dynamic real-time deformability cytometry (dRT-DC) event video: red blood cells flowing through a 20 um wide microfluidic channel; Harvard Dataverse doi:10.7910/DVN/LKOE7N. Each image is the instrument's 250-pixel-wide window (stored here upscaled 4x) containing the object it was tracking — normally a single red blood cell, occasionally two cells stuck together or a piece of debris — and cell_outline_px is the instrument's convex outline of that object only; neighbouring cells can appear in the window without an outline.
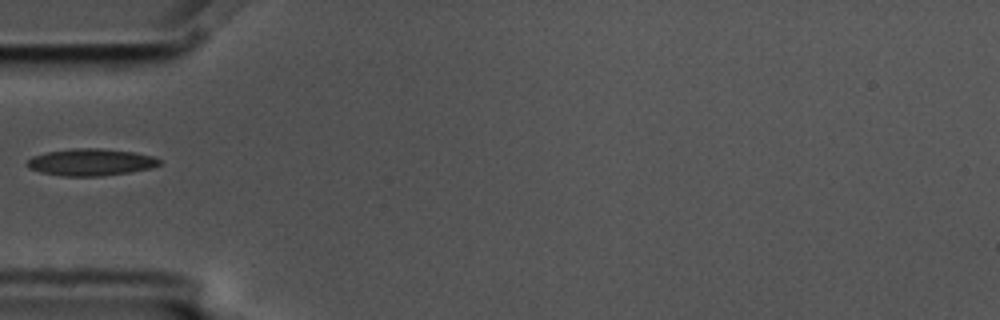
{"species": "common noctule bat (a hibernating species)", "species_latin": "Nyctalus noctula", "temperature_condition": "cold", "stored_images_in_passage": 4, "camera_frame_rate_fps": 3000, "um_per_image_px": 0.085, "animal": {"sex": "male", "body_mass_g": 17.5, "forearm_length_mm": 52.3}, "frame": {"image": 1, "passage_image": 3, "time_ms": 0.667, "image_size_px": [1000, 320], "cell_outline_px": [[164, 160], [160, 164], [152, 168], [132, 172], [100, 176], [60, 176], [40, 172], [28, 168], [28, 160], [32, 156], [48, 152], [72, 148], [100, 148], [136, 152], [152, 156]], "centroid_in_image_um": [7.77, 13.79], "position_along_channel_um": 77.2, "area_um2": 20.98}}